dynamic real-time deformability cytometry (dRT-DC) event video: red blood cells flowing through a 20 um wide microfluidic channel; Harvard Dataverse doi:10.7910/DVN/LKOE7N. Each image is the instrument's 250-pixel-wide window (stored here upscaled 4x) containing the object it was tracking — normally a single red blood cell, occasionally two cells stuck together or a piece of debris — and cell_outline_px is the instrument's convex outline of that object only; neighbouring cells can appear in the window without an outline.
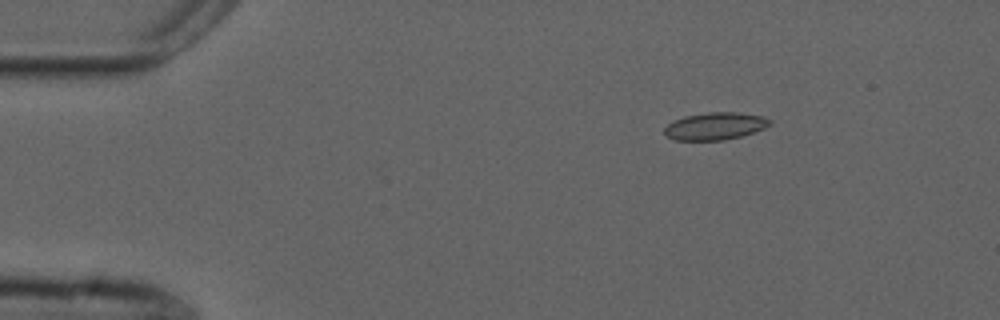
{"species": "common noctule bat (a hibernating species)", "species_latin": "Nyctalus noctula", "temperature_condition": "cold", "stored_images_in_passage": 4, "camera_frame_rate_fps": 3000, "um_per_image_px": 0.085, "animal": {"sex": "male", "forearm_length_mm": 52.5}, "frame": {"image": 1, "passage_image": 3, "time_ms": 0.667, "image_size_px": [1000, 320], "cell_outline_px": [[772, 124], [764, 128], [740, 136], [724, 140], [676, 140], [668, 136], [664, 132], [664, 128], [668, 124], [684, 116], [708, 112], [736, 112], [764, 116], [772, 120]], "centroid_in_image_um": [60.82, 10.71], "position_along_channel_um": 24.2, "area_um2": 16.7}}